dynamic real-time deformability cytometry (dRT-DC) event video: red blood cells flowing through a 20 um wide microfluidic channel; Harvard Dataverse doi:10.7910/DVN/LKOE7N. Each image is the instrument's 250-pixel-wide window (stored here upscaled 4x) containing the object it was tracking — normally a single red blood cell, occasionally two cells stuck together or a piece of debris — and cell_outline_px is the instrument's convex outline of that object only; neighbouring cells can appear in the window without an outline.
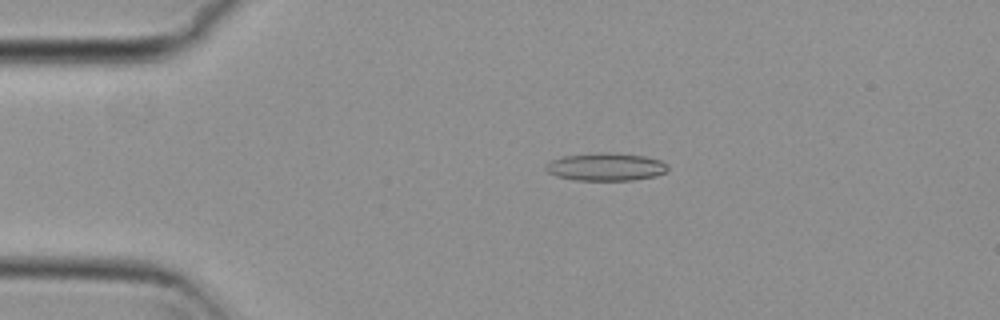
{"species": "common noctule bat (a hibernating species)", "species_latin": "Nyctalus noctula", "temperature_condition": "cold", "stored_images_in_passage": 55, "camera_frame_rate_fps": 3000, "um_per_image_px": 0.085, "animal": {"sex": "female", "body_mass_g": 29.2, "forearm_length_mm": 56.3}, "frame": {"image": 1, "passage_image": 11, "time_ms": 3.333, "image_size_px": [1000, 320], "cell_outline_px": [[668, 168], [664, 172], [656, 176], [632, 180], [576, 180], [556, 176], [548, 172], [544, 168], [552, 160], [564, 156], [604, 152], [608, 152], [644, 156], [660, 160], [668, 164]], "centroid_in_image_um": [51.51, 14.18], "position_along_channel_um": 33.5, "area_um2": 19.59}}
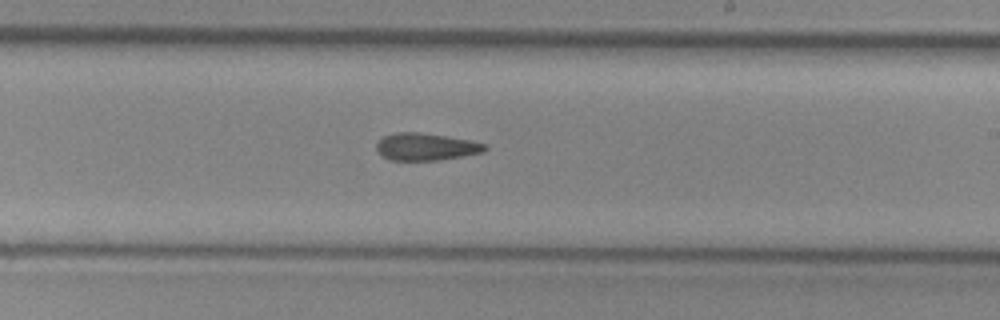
{"frame": {"image": 2, "passage_image": 32, "time_ms": 10.333, "image_size_px": [1000, 320], "cell_outline_px": [[488, 148], [484, 152], [436, 160], [388, 160], [380, 156], [376, 152], [376, 144], [384, 136], [396, 132], [416, 132], [444, 136], [468, 140], [484, 144]], "centroid_in_image_um": [36.13, 12.48], "position_along_channel_um": 252.9, "area_um2": 17.05}}
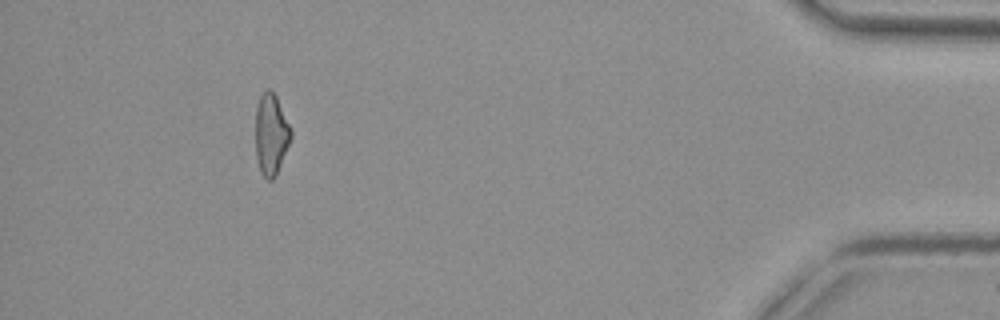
{"frame": {"image": 3, "passage_image": 50, "time_ms": 16.333, "image_size_px": [1000, 320], "cell_outline_px": [[292, 136], [276, 176], [272, 180], [268, 180], [260, 172], [256, 156], [256, 108], [260, 96], [268, 88], [276, 96], [292, 128]], "centroid_in_image_um": [23.05, 11.43], "position_along_channel_um": 412.1, "area_um2": 16.76}}